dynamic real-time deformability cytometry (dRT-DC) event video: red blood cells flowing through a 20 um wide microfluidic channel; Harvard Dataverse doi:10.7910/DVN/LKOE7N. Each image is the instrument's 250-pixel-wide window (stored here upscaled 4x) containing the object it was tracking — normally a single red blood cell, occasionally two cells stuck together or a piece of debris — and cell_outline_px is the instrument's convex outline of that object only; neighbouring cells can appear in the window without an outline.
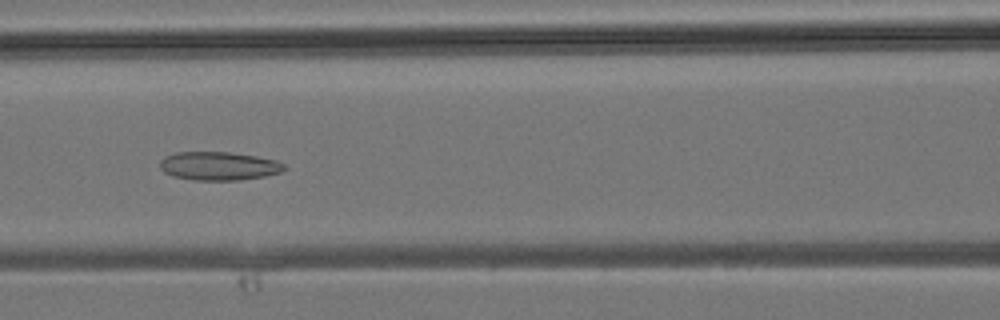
{"species": "common noctule bat (a hibernating species)", "species_latin": "Nyctalus noctula", "temperature_condition": "room temperature", "stored_images_in_passage": 38, "camera_frame_rate_fps": 3000, "um_per_image_px": 0.085, "animal": {"sex": "male", "body_mass_g": 19.2, "forearm_length_mm": 51.8}, "frame": {"image": 1, "passage_image": 17, "time_ms": 5.333, "image_size_px": [1000, 320], "cell_outline_px": [[288, 168], [280, 172], [264, 176], [240, 180], [196, 180], [172, 176], [164, 172], [160, 168], [160, 160], [164, 156], [176, 152], [228, 152], [256, 156], [276, 160], [284, 164]], "centroid_in_image_um": [18.59, 14.1], "position_along_channel_um": 148.0, "area_um2": 20.69}}
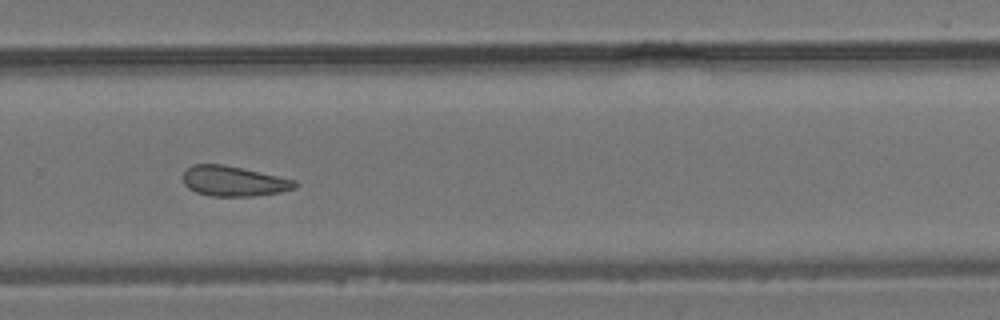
{"frame": {"image": 2, "passage_image": 26, "time_ms": 8.333, "image_size_px": [1000, 320], "cell_outline_px": [[300, 184], [296, 188], [280, 192], [252, 196], [208, 196], [196, 192], [188, 188], [184, 184], [184, 172], [192, 164], [224, 164], [296, 180]], "centroid_in_image_um": [19.88, 15.4], "position_along_channel_um": 309.9, "area_um2": 19.71}}
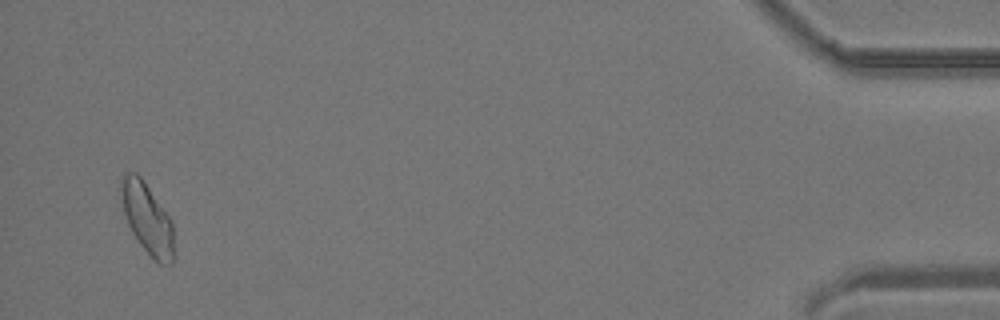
{"frame": {"image": 3, "passage_image": 37, "time_ms": 12.0, "image_size_px": [1000, 320], "cell_outline_px": [[172, 264], [160, 264], [140, 244], [132, 232], [128, 224], [124, 212], [120, 192], [120, 176], [124, 172], [136, 172], [140, 176], [172, 220]], "centroid_in_image_um": [12.47, 18.5], "position_along_channel_um": 422.7, "area_um2": 21.33}}